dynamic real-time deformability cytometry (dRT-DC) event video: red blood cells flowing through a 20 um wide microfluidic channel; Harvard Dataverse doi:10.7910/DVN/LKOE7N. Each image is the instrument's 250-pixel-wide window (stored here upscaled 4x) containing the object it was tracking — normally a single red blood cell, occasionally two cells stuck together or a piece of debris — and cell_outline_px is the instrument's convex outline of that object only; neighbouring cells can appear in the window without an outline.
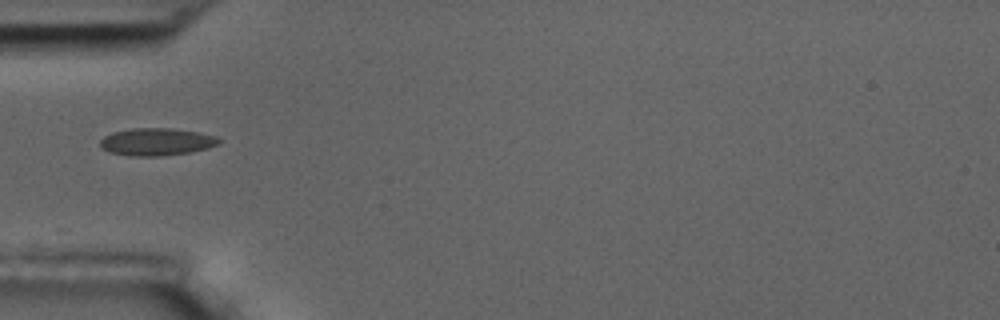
{"species": "common noctule bat (a hibernating species)", "species_latin": "Nyctalus noctula", "temperature_condition": "room temperature", "stored_images_in_passage": 18, "camera_frame_rate_fps": 3000, "um_per_image_px": 0.085, "animal": {"sex": "male", "body_mass_g": 17.5, "forearm_length_mm": 52.3}, "frame": {"image": 1, "passage_image": 1, "time_ms": 0.0, "image_size_px": [1000, 320], "cell_outline_px": [[220, 144], [208, 148], [188, 152], [160, 156], [132, 156], [112, 152], [100, 148], [100, 140], [104, 136], [112, 132], [132, 128], [168, 128], [196, 132], [216, 136], [220, 140]], "centroid_in_image_um": [13.29, 12.05], "position_along_channel_um": 71.7, "area_um2": 18.84}}
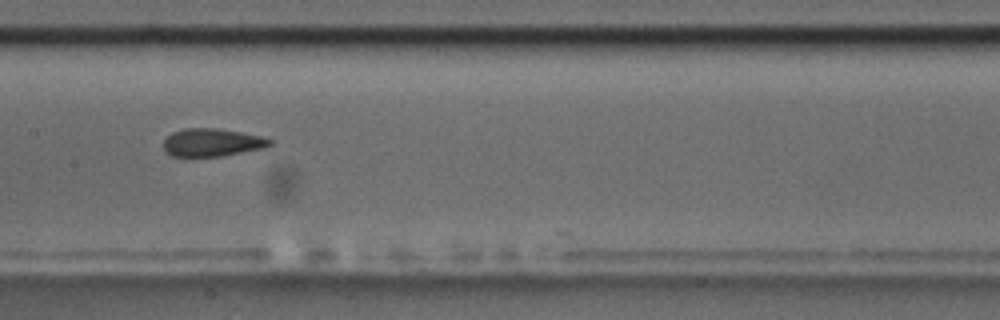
{"frame": {"image": 2, "passage_image": 11, "time_ms": 3.333, "image_size_px": [1000, 320], "cell_outline_px": [[276, 140], [272, 144], [264, 148], [220, 156], [172, 156], [164, 152], [164, 140], [172, 132], [184, 128], [216, 128], [240, 132], [260, 136]], "centroid_in_image_um": [18.03, 12.1], "position_along_channel_um": 189.4, "area_um2": 17.28}}
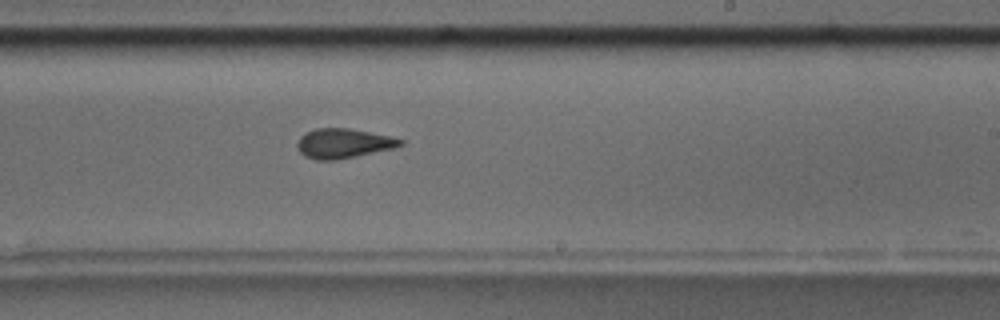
{"frame": {"image": 3, "passage_image": 17, "time_ms": 5.333, "image_size_px": [1000, 320], "cell_outline_px": [[404, 144], [392, 148], [356, 156], [336, 160], [316, 160], [304, 156], [300, 152], [296, 144], [300, 136], [304, 132], [316, 128], [348, 128], [388, 136], [404, 140]], "centroid_in_image_um": [29.13, 12.19], "position_along_channel_um": 259.9, "area_um2": 17.69}}